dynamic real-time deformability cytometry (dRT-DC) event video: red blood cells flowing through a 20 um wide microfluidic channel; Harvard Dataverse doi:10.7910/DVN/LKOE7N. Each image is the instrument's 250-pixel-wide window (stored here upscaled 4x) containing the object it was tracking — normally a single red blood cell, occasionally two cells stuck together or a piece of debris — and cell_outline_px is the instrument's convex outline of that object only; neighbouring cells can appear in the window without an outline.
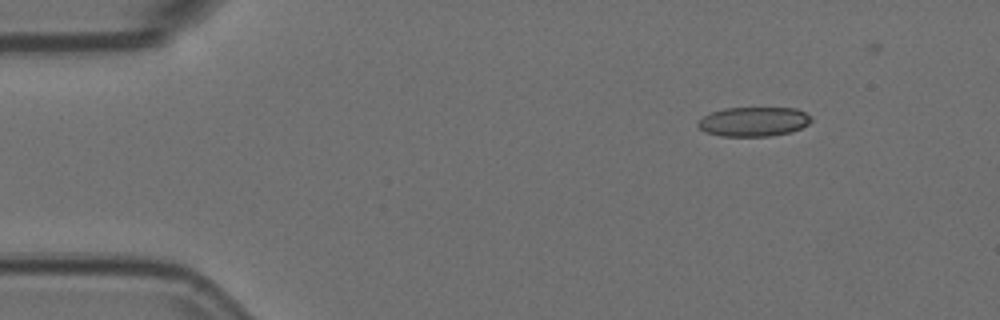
{"species": "Egyptian fruit bat (a non-hibernating species)", "species_latin": "Rousettus aegyptiacus", "temperature_condition": "room temperature", "stored_images_in_passage": 5, "camera_frame_rate_fps": 3000, "um_per_image_px": 0.085, "animal": {"sex": "female"}, "frame": {"image": 1, "passage_image": 1, "time_ms": 0.0, "image_size_px": [1000, 320], "cell_outline_px": [[812, 120], [808, 124], [792, 132], [772, 136], [720, 136], [704, 132], [696, 124], [704, 116], [712, 112], [724, 108], [796, 108], [812, 116]], "centroid_in_image_um": [64.07, 10.34], "position_along_channel_um": 20.9, "area_um2": 19.48}}
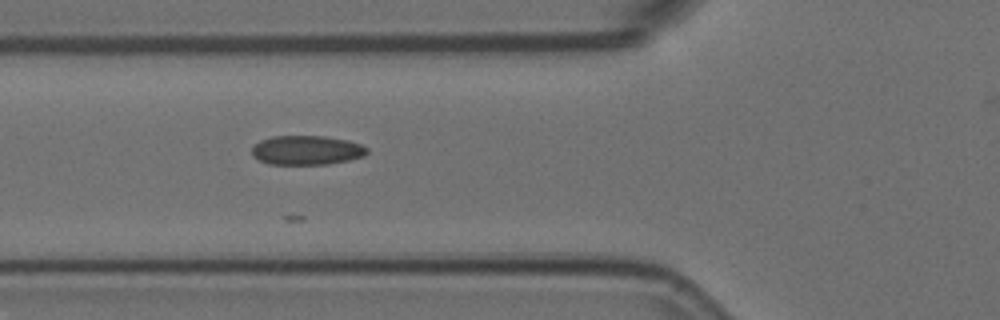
{"frame": {"image": 2, "passage_image": 5, "time_ms": 1.333, "image_size_px": [1000, 320], "cell_outline_px": [[368, 152], [364, 156], [348, 160], [328, 164], [268, 164], [252, 156], [252, 148], [260, 140], [272, 136], [324, 136], [348, 140], [360, 144], [368, 148]], "centroid_in_image_um": [26.07, 12.76], "position_along_channel_um": 99.7, "area_um2": 19.65}}